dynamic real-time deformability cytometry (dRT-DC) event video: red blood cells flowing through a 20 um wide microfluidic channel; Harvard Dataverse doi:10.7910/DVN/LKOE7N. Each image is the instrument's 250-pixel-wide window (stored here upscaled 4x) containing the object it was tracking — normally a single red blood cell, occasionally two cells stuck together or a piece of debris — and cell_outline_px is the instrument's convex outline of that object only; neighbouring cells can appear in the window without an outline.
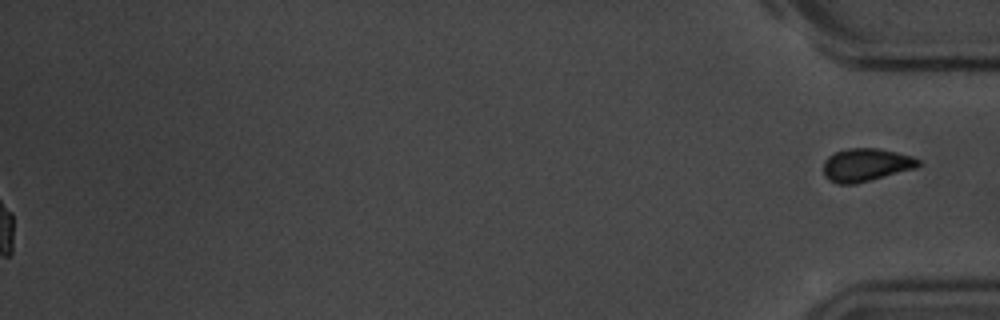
{"species": "common noctule bat (a hibernating species)", "species_latin": "Nyctalus noctula", "temperature_condition": "room temperature", "stored_images_in_passage": 57, "segment_of_instrument_passage": [2, 2], "camera_frame_rate_fps": 3000, "um_per_image_px": 0.085, "animal": {"sex": "male", "body_mass_g": 20.1, "forearm_length_mm": 53.5}, "frame": {"image": 1, "passage_image": 57, "time_ms": 18.667, "image_size_px": [1000, 320], "cell_outline_px": [[920, 164], [916, 168], [856, 184], [836, 184], [828, 180], [824, 176], [824, 160], [828, 156], [836, 152], [848, 148], [876, 148], [896, 152], [912, 156], [920, 160]], "centroid_in_image_um": [73.59, 14.02], "position_along_channel_um": 361.6, "area_um2": 18.32}}